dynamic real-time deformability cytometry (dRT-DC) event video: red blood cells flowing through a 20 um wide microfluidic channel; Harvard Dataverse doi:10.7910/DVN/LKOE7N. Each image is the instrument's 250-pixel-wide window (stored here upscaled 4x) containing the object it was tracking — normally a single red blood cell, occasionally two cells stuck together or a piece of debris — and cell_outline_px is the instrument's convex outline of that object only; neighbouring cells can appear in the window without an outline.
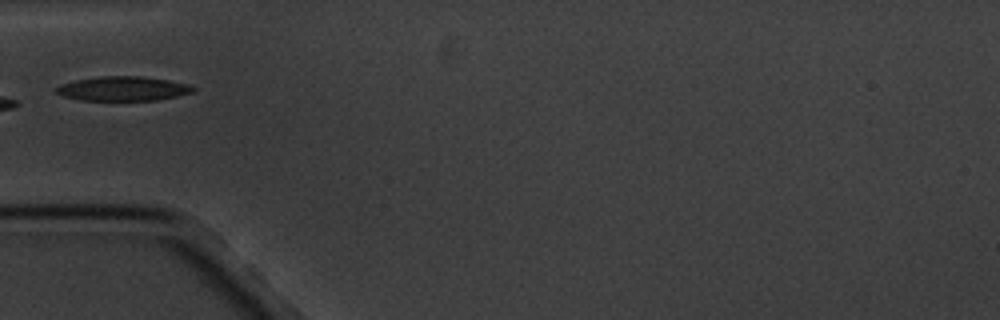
{"species": "common noctule bat (a hibernating species)", "species_latin": "Nyctalus noctula", "temperature_condition": "cold", "stored_images_in_passage": 5, "camera_frame_rate_fps": 3000, "um_per_image_px": 0.085, "animal": {"sex": "male", "body_mass_g": 20.1, "forearm_length_mm": 53.5}, "frame": {"image": 1, "passage_image": 5, "time_ms": 4.667, "image_size_px": [1000, 320], "cell_outline_px": [[196, 88], [192, 92], [176, 96], [156, 100], [80, 100], [60, 96], [52, 88], [60, 84], [76, 80], [100, 76], [144, 76], [168, 80], [188, 84]], "centroid_in_image_um": [10.39, 7.53], "position_along_channel_um": 74.6, "area_um2": 19.54}}